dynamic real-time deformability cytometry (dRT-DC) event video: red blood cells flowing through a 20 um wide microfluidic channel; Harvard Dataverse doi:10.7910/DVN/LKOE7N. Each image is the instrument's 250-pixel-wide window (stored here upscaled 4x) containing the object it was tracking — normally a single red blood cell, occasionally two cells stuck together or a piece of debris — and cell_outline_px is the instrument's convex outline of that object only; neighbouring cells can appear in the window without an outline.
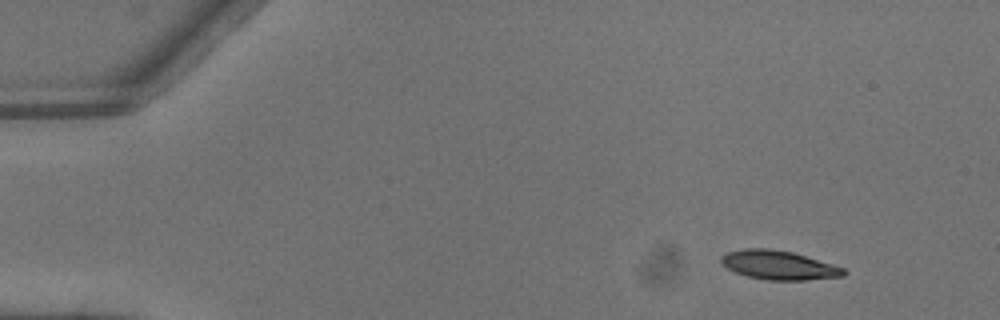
{"species": "common noctule bat (a hibernating species)", "species_latin": "Nyctalus noctula", "temperature_condition": "warm", "stored_images_in_passage": 3, "camera_frame_rate_fps": 3000, "um_per_image_px": 0.085, "animal": {"sex": "male", "body_mass_g": 13.3}, "frame": {"image": 1, "passage_image": 1, "time_ms": 0.0, "image_size_px": [1000, 320], "cell_outline_px": [[848, 272], [844, 276], [808, 280], [764, 280], [748, 276], [736, 272], [728, 268], [720, 260], [720, 256], [728, 252], [744, 248], [768, 248], [792, 252], [832, 264], [844, 268]], "centroid_in_image_um": [66.21, 22.54], "position_along_channel_um": 18.8, "area_um2": 20.63}}